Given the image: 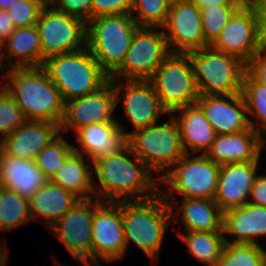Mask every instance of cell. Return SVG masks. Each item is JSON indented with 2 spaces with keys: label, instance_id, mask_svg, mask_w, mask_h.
Returning <instances> with one entry per match:
<instances>
[{
  "label": "cell",
  "instance_id": "45",
  "mask_svg": "<svg viewBox=\"0 0 266 266\" xmlns=\"http://www.w3.org/2000/svg\"><path fill=\"white\" fill-rule=\"evenodd\" d=\"M6 243H0V266H6L7 256L8 255V249Z\"/></svg>",
  "mask_w": 266,
  "mask_h": 266
},
{
  "label": "cell",
  "instance_id": "6",
  "mask_svg": "<svg viewBox=\"0 0 266 266\" xmlns=\"http://www.w3.org/2000/svg\"><path fill=\"white\" fill-rule=\"evenodd\" d=\"M220 165L206 154H185L160 178L165 185L160 194L170 204L174 195L182 198H208L216 195Z\"/></svg>",
  "mask_w": 266,
  "mask_h": 266
},
{
  "label": "cell",
  "instance_id": "11",
  "mask_svg": "<svg viewBox=\"0 0 266 266\" xmlns=\"http://www.w3.org/2000/svg\"><path fill=\"white\" fill-rule=\"evenodd\" d=\"M170 53L162 28L139 27L122 65L109 79L148 80Z\"/></svg>",
  "mask_w": 266,
  "mask_h": 266
},
{
  "label": "cell",
  "instance_id": "17",
  "mask_svg": "<svg viewBox=\"0 0 266 266\" xmlns=\"http://www.w3.org/2000/svg\"><path fill=\"white\" fill-rule=\"evenodd\" d=\"M162 29L170 52L187 53L210 46L204 38L200 8L188 0L169 8Z\"/></svg>",
  "mask_w": 266,
  "mask_h": 266
},
{
  "label": "cell",
  "instance_id": "42",
  "mask_svg": "<svg viewBox=\"0 0 266 266\" xmlns=\"http://www.w3.org/2000/svg\"><path fill=\"white\" fill-rule=\"evenodd\" d=\"M248 203L266 207V174L256 176L250 190Z\"/></svg>",
  "mask_w": 266,
  "mask_h": 266
},
{
  "label": "cell",
  "instance_id": "49",
  "mask_svg": "<svg viewBox=\"0 0 266 266\" xmlns=\"http://www.w3.org/2000/svg\"><path fill=\"white\" fill-rule=\"evenodd\" d=\"M16 0H0V9H8Z\"/></svg>",
  "mask_w": 266,
  "mask_h": 266
},
{
  "label": "cell",
  "instance_id": "48",
  "mask_svg": "<svg viewBox=\"0 0 266 266\" xmlns=\"http://www.w3.org/2000/svg\"><path fill=\"white\" fill-rule=\"evenodd\" d=\"M4 62V58H3V47H2V43L0 42V71L2 72L3 70L7 69V67L5 66V64H3ZM4 77V75H0V77Z\"/></svg>",
  "mask_w": 266,
  "mask_h": 266
},
{
  "label": "cell",
  "instance_id": "3",
  "mask_svg": "<svg viewBox=\"0 0 266 266\" xmlns=\"http://www.w3.org/2000/svg\"><path fill=\"white\" fill-rule=\"evenodd\" d=\"M171 210L164 197L139 201H122V222L127 248L133 242L150 258L157 262L161 245L171 221Z\"/></svg>",
  "mask_w": 266,
  "mask_h": 266
},
{
  "label": "cell",
  "instance_id": "13",
  "mask_svg": "<svg viewBox=\"0 0 266 266\" xmlns=\"http://www.w3.org/2000/svg\"><path fill=\"white\" fill-rule=\"evenodd\" d=\"M126 255L122 202L102 201L92 220V262L112 263Z\"/></svg>",
  "mask_w": 266,
  "mask_h": 266
},
{
  "label": "cell",
  "instance_id": "54",
  "mask_svg": "<svg viewBox=\"0 0 266 266\" xmlns=\"http://www.w3.org/2000/svg\"><path fill=\"white\" fill-rule=\"evenodd\" d=\"M3 187H4V186H3L2 181H1V179H0V191H1V189H2Z\"/></svg>",
  "mask_w": 266,
  "mask_h": 266
},
{
  "label": "cell",
  "instance_id": "24",
  "mask_svg": "<svg viewBox=\"0 0 266 266\" xmlns=\"http://www.w3.org/2000/svg\"><path fill=\"white\" fill-rule=\"evenodd\" d=\"M224 234L235 236L227 243L257 244L258 238H266V207L247 203L244 206L227 210L223 213ZM257 238V239H256Z\"/></svg>",
  "mask_w": 266,
  "mask_h": 266
},
{
  "label": "cell",
  "instance_id": "52",
  "mask_svg": "<svg viewBox=\"0 0 266 266\" xmlns=\"http://www.w3.org/2000/svg\"><path fill=\"white\" fill-rule=\"evenodd\" d=\"M42 2L45 6H51L56 0H39Z\"/></svg>",
  "mask_w": 266,
  "mask_h": 266
},
{
  "label": "cell",
  "instance_id": "30",
  "mask_svg": "<svg viewBox=\"0 0 266 266\" xmlns=\"http://www.w3.org/2000/svg\"><path fill=\"white\" fill-rule=\"evenodd\" d=\"M178 232L185 242L187 252L205 266H215L225 245L224 231H186Z\"/></svg>",
  "mask_w": 266,
  "mask_h": 266
},
{
  "label": "cell",
  "instance_id": "43",
  "mask_svg": "<svg viewBox=\"0 0 266 266\" xmlns=\"http://www.w3.org/2000/svg\"><path fill=\"white\" fill-rule=\"evenodd\" d=\"M15 29L7 9H0V42L7 40Z\"/></svg>",
  "mask_w": 266,
  "mask_h": 266
},
{
  "label": "cell",
  "instance_id": "5",
  "mask_svg": "<svg viewBox=\"0 0 266 266\" xmlns=\"http://www.w3.org/2000/svg\"><path fill=\"white\" fill-rule=\"evenodd\" d=\"M138 28L131 14L103 15L87 23V48L109 77L122 65Z\"/></svg>",
  "mask_w": 266,
  "mask_h": 266
},
{
  "label": "cell",
  "instance_id": "41",
  "mask_svg": "<svg viewBox=\"0 0 266 266\" xmlns=\"http://www.w3.org/2000/svg\"><path fill=\"white\" fill-rule=\"evenodd\" d=\"M258 82L266 86V45L263 44L247 64L246 69Z\"/></svg>",
  "mask_w": 266,
  "mask_h": 266
},
{
  "label": "cell",
  "instance_id": "32",
  "mask_svg": "<svg viewBox=\"0 0 266 266\" xmlns=\"http://www.w3.org/2000/svg\"><path fill=\"white\" fill-rule=\"evenodd\" d=\"M31 221L29 199L3 187L0 191V231L10 232Z\"/></svg>",
  "mask_w": 266,
  "mask_h": 266
},
{
  "label": "cell",
  "instance_id": "38",
  "mask_svg": "<svg viewBox=\"0 0 266 266\" xmlns=\"http://www.w3.org/2000/svg\"><path fill=\"white\" fill-rule=\"evenodd\" d=\"M45 5L39 0H16L8 9V14L16 28L37 23Z\"/></svg>",
  "mask_w": 266,
  "mask_h": 266
},
{
  "label": "cell",
  "instance_id": "8",
  "mask_svg": "<svg viewBox=\"0 0 266 266\" xmlns=\"http://www.w3.org/2000/svg\"><path fill=\"white\" fill-rule=\"evenodd\" d=\"M199 95H238L247 65L211 46L187 52Z\"/></svg>",
  "mask_w": 266,
  "mask_h": 266
},
{
  "label": "cell",
  "instance_id": "14",
  "mask_svg": "<svg viewBox=\"0 0 266 266\" xmlns=\"http://www.w3.org/2000/svg\"><path fill=\"white\" fill-rule=\"evenodd\" d=\"M98 198L79 200L49 228L76 261H92V220Z\"/></svg>",
  "mask_w": 266,
  "mask_h": 266
},
{
  "label": "cell",
  "instance_id": "34",
  "mask_svg": "<svg viewBox=\"0 0 266 266\" xmlns=\"http://www.w3.org/2000/svg\"><path fill=\"white\" fill-rule=\"evenodd\" d=\"M74 152V145L70 144L62 133L39 151L35 163L42 174L51 180L60 166Z\"/></svg>",
  "mask_w": 266,
  "mask_h": 266
},
{
  "label": "cell",
  "instance_id": "47",
  "mask_svg": "<svg viewBox=\"0 0 266 266\" xmlns=\"http://www.w3.org/2000/svg\"><path fill=\"white\" fill-rule=\"evenodd\" d=\"M78 262H79L80 266H102L101 262H92V261H86V260L78 261ZM57 266H60L59 263ZM61 266H63V264H61Z\"/></svg>",
  "mask_w": 266,
  "mask_h": 266
},
{
  "label": "cell",
  "instance_id": "33",
  "mask_svg": "<svg viewBox=\"0 0 266 266\" xmlns=\"http://www.w3.org/2000/svg\"><path fill=\"white\" fill-rule=\"evenodd\" d=\"M215 266H266V249L257 244L225 242Z\"/></svg>",
  "mask_w": 266,
  "mask_h": 266
},
{
  "label": "cell",
  "instance_id": "29",
  "mask_svg": "<svg viewBox=\"0 0 266 266\" xmlns=\"http://www.w3.org/2000/svg\"><path fill=\"white\" fill-rule=\"evenodd\" d=\"M84 155L73 152L60 166L51 181L73 193L80 200L94 199L92 162Z\"/></svg>",
  "mask_w": 266,
  "mask_h": 266
},
{
  "label": "cell",
  "instance_id": "16",
  "mask_svg": "<svg viewBox=\"0 0 266 266\" xmlns=\"http://www.w3.org/2000/svg\"><path fill=\"white\" fill-rule=\"evenodd\" d=\"M116 108V94L109 79L97 91L65 101L60 133H68L70 129L76 132L91 124L117 122V117H113Z\"/></svg>",
  "mask_w": 266,
  "mask_h": 266
},
{
  "label": "cell",
  "instance_id": "39",
  "mask_svg": "<svg viewBox=\"0 0 266 266\" xmlns=\"http://www.w3.org/2000/svg\"><path fill=\"white\" fill-rule=\"evenodd\" d=\"M133 0H93L91 19L103 15L131 14Z\"/></svg>",
  "mask_w": 266,
  "mask_h": 266
},
{
  "label": "cell",
  "instance_id": "1",
  "mask_svg": "<svg viewBox=\"0 0 266 266\" xmlns=\"http://www.w3.org/2000/svg\"><path fill=\"white\" fill-rule=\"evenodd\" d=\"M91 162L93 188L100 201H139L160 193L159 177L152 176L155 173L133 153L128 144L114 154Z\"/></svg>",
  "mask_w": 266,
  "mask_h": 266
},
{
  "label": "cell",
  "instance_id": "2",
  "mask_svg": "<svg viewBox=\"0 0 266 266\" xmlns=\"http://www.w3.org/2000/svg\"><path fill=\"white\" fill-rule=\"evenodd\" d=\"M1 87L21 108L25 120L60 124L65 101L42 66L15 67L5 71Z\"/></svg>",
  "mask_w": 266,
  "mask_h": 266
},
{
  "label": "cell",
  "instance_id": "21",
  "mask_svg": "<svg viewBox=\"0 0 266 266\" xmlns=\"http://www.w3.org/2000/svg\"><path fill=\"white\" fill-rule=\"evenodd\" d=\"M266 140L252 127L231 134H217L206 155L217 164L260 161Z\"/></svg>",
  "mask_w": 266,
  "mask_h": 266
},
{
  "label": "cell",
  "instance_id": "53",
  "mask_svg": "<svg viewBox=\"0 0 266 266\" xmlns=\"http://www.w3.org/2000/svg\"><path fill=\"white\" fill-rule=\"evenodd\" d=\"M264 27H265L264 44L266 45V23H264Z\"/></svg>",
  "mask_w": 266,
  "mask_h": 266
},
{
  "label": "cell",
  "instance_id": "46",
  "mask_svg": "<svg viewBox=\"0 0 266 266\" xmlns=\"http://www.w3.org/2000/svg\"><path fill=\"white\" fill-rule=\"evenodd\" d=\"M239 2L242 6H259L261 7L263 0H234Z\"/></svg>",
  "mask_w": 266,
  "mask_h": 266
},
{
  "label": "cell",
  "instance_id": "40",
  "mask_svg": "<svg viewBox=\"0 0 266 266\" xmlns=\"http://www.w3.org/2000/svg\"><path fill=\"white\" fill-rule=\"evenodd\" d=\"M93 0H56L52 6L59 12L80 18L88 23L91 20Z\"/></svg>",
  "mask_w": 266,
  "mask_h": 266
},
{
  "label": "cell",
  "instance_id": "4",
  "mask_svg": "<svg viewBox=\"0 0 266 266\" xmlns=\"http://www.w3.org/2000/svg\"><path fill=\"white\" fill-rule=\"evenodd\" d=\"M42 67L64 101L93 93L109 80L87 47L48 57Z\"/></svg>",
  "mask_w": 266,
  "mask_h": 266
},
{
  "label": "cell",
  "instance_id": "19",
  "mask_svg": "<svg viewBox=\"0 0 266 266\" xmlns=\"http://www.w3.org/2000/svg\"><path fill=\"white\" fill-rule=\"evenodd\" d=\"M260 161L231 163L220 166L214 201L224 213L248 203L250 190L259 173Z\"/></svg>",
  "mask_w": 266,
  "mask_h": 266
},
{
  "label": "cell",
  "instance_id": "18",
  "mask_svg": "<svg viewBox=\"0 0 266 266\" xmlns=\"http://www.w3.org/2000/svg\"><path fill=\"white\" fill-rule=\"evenodd\" d=\"M196 104L217 134L237 133L251 128L242 94L199 95Z\"/></svg>",
  "mask_w": 266,
  "mask_h": 266
},
{
  "label": "cell",
  "instance_id": "22",
  "mask_svg": "<svg viewBox=\"0 0 266 266\" xmlns=\"http://www.w3.org/2000/svg\"><path fill=\"white\" fill-rule=\"evenodd\" d=\"M126 132L119 121L82 127L74 133V151L91 161L114 154L127 144Z\"/></svg>",
  "mask_w": 266,
  "mask_h": 266
},
{
  "label": "cell",
  "instance_id": "27",
  "mask_svg": "<svg viewBox=\"0 0 266 266\" xmlns=\"http://www.w3.org/2000/svg\"><path fill=\"white\" fill-rule=\"evenodd\" d=\"M2 47L7 69L42 66V47L36 24L16 28ZM13 57L16 60H12Z\"/></svg>",
  "mask_w": 266,
  "mask_h": 266
},
{
  "label": "cell",
  "instance_id": "10",
  "mask_svg": "<svg viewBox=\"0 0 266 266\" xmlns=\"http://www.w3.org/2000/svg\"><path fill=\"white\" fill-rule=\"evenodd\" d=\"M264 35L262 9L259 6H241L210 46L236 56L247 65L264 44Z\"/></svg>",
  "mask_w": 266,
  "mask_h": 266
},
{
  "label": "cell",
  "instance_id": "36",
  "mask_svg": "<svg viewBox=\"0 0 266 266\" xmlns=\"http://www.w3.org/2000/svg\"><path fill=\"white\" fill-rule=\"evenodd\" d=\"M168 12L163 0H133L131 16L139 27L162 28L167 22Z\"/></svg>",
  "mask_w": 266,
  "mask_h": 266
},
{
  "label": "cell",
  "instance_id": "15",
  "mask_svg": "<svg viewBox=\"0 0 266 266\" xmlns=\"http://www.w3.org/2000/svg\"><path fill=\"white\" fill-rule=\"evenodd\" d=\"M110 80L114 86L117 107L122 101L124 116L134 127L133 131L153 125L161 116L169 115L149 80Z\"/></svg>",
  "mask_w": 266,
  "mask_h": 266
},
{
  "label": "cell",
  "instance_id": "51",
  "mask_svg": "<svg viewBox=\"0 0 266 266\" xmlns=\"http://www.w3.org/2000/svg\"><path fill=\"white\" fill-rule=\"evenodd\" d=\"M263 11V19H264V23H266V0L262 1V5L260 7Z\"/></svg>",
  "mask_w": 266,
  "mask_h": 266
},
{
  "label": "cell",
  "instance_id": "35",
  "mask_svg": "<svg viewBox=\"0 0 266 266\" xmlns=\"http://www.w3.org/2000/svg\"><path fill=\"white\" fill-rule=\"evenodd\" d=\"M242 5H210L200 8L205 41L211 45Z\"/></svg>",
  "mask_w": 266,
  "mask_h": 266
},
{
  "label": "cell",
  "instance_id": "23",
  "mask_svg": "<svg viewBox=\"0 0 266 266\" xmlns=\"http://www.w3.org/2000/svg\"><path fill=\"white\" fill-rule=\"evenodd\" d=\"M180 203L169 204L172 223L181 221L185 231H223V212L214 200L183 198Z\"/></svg>",
  "mask_w": 266,
  "mask_h": 266
},
{
  "label": "cell",
  "instance_id": "50",
  "mask_svg": "<svg viewBox=\"0 0 266 266\" xmlns=\"http://www.w3.org/2000/svg\"><path fill=\"white\" fill-rule=\"evenodd\" d=\"M163 1L168 6V8H171L173 6H176L178 3L184 0H163Z\"/></svg>",
  "mask_w": 266,
  "mask_h": 266
},
{
  "label": "cell",
  "instance_id": "31",
  "mask_svg": "<svg viewBox=\"0 0 266 266\" xmlns=\"http://www.w3.org/2000/svg\"><path fill=\"white\" fill-rule=\"evenodd\" d=\"M241 94L246 103L250 126L266 140V86L246 70Z\"/></svg>",
  "mask_w": 266,
  "mask_h": 266
},
{
  "label": "cell",
  "instance_id": "37",
  "mask_svg": "<svg viewBox=\"0 0 266 266\" xmlns=\"http://www.w3.org/2000/svg\"><path fill=\"white\" fill-rule=\"evenodd\" d=\"M25 121L21 108L0 87V140L10 135L12 131L20 127Z\"/></svg>",
  "mask_w": 266,
  "mask_h": 266
},
{
  "label": "cell",
  "instance_id": "25",
  "mask_svg": "<svg viewBox=\"0 0 266 266\" xmlns=\"http://www.w3.org/2000/svg\"><path fill=\"white\" fill-rule=\"evenodd\" d=\"M172 114L180 130L185 153L198 154L202 151V154H206L217 133L202 109L197 104L188 105L175 109Z\"/></svg>",
  "mask_w": 266,
  "mask_h": 266
},
{
  "label": "cell",
  "instance_id": "20",
  "mask_svg": "<svg viewBox=\"0 0 266 266\" xmlns=\"http://www.w3.org/2000/svg\"><path fill=\"white\" fill-rule=\"evenodd\" d=\"M59 134V124L26 120L10 135L0 140L1 152L10 157L34 161L39 151Z\"/></svg>",
  "mask_w": 266,
  "mask_h": 266
},
{
  "label": "cell",
  "instance_id": "28",
  "mask_svg": "<svg viewBox=\"0 0 266 266\" xmlns=\"http://www.w3.org/2000/svg\"><path fill=\"white\" fill-rule=\"evenodd\" d=\"M0 179L4 187L30 198L48 179L35 161L23 160L0 152Z\"/></svg>",
  "mask_w": 266,
  "mask_h": 266
},
{
  "label": "cell",
  "instance_id": "9",
  "mask_svg": "<svg viewBox=\"0 0 266 266\" xmlns=\"http://www.w3.org/2000/svg\"><path fill=\"white\" fill-rule=\"evenodd\" d=\"M148 80L169 113L183 106L195 105L199 98L187 53L171 52Z\"/></svg>",
  "mask_w": 266,
  "mask_h": 266
},
{
  "label": "cell",
  "instance_id": "12",
  "mask_svg": "<svg viewBox=\"0 0 266 266\" xmlns=\"http://www.w3.org/2000/svg\"><path fill=\"white\" fill-rule=\"evenodd\" d=\"M42 47V64L48 57L87 47V23L45 6L36 23Z\"/></svg>",
  "mask_w": 266,
  "mask_h": 266
},
{
  "label": "cell",
  "instance_id": "26",
  "mask_svg": "<svg viewBox=\"0 0 266 266\" xmlns=\"http://www.w3.org/2000/svg\"><path fill=\"white\" fill-rule=\"evenodd\" d=\"M79 200L73 193L48 180L29 198L31 218L37 220L41 217L49 229Z\"/></svg>",
  "mask_w": 266,
  "mask_h": 266
},
{
  "label": "cell",
  "instance_id": "44",
  "mask_svg": "<svg viewBox=\"0 0 266 266\" xmlns=\"http://www.w3.org/2000/svg\"><path fill=\"white\" fill-rule=\"evenodd\" d=\"M192 4H195L198 8H204L210 5H241L234 0H188Z\"/></svg>",
  "mask_w": 266,
  "mask_h": 266
},
{
  "label": "cell",
  "instance_id": "7",
  "mask_svg": "<svg viewBox=\"0 0 266 266\" xmlns=\"http://www.w3.org/2000/svg\"><path fill=\"white\" fill-rule=\"evenodd\" d=\"M167 122L136 131L126 132L127 144L159 179L186 153L182 146L180 130L172 113Z\"/></svg>",
  "mask_w": 266,
  "mask_h": 266
}]
</instances>
